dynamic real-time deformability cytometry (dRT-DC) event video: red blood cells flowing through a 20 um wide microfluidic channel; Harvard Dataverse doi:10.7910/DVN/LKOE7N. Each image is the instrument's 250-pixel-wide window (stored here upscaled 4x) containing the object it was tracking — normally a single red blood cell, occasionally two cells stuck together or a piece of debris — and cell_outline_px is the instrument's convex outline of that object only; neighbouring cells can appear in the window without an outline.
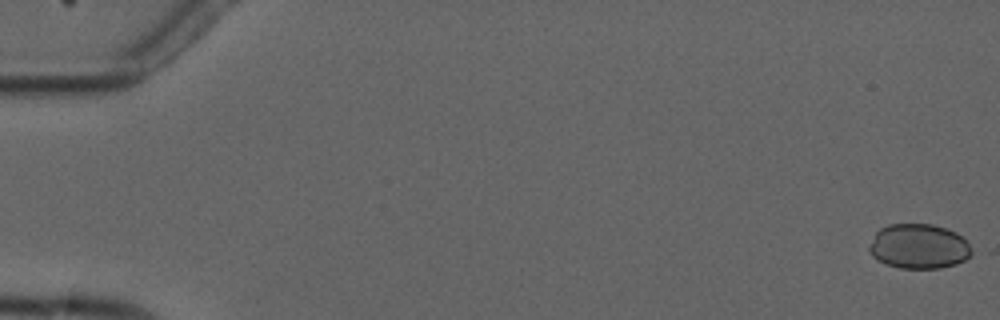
{"species": "common noctule bat (a hibernating species)", "species_latin": "Nyctalus noctula", "temperature_condition": "cold", "stored_images_in_passage": 5, "camera_frame_rate_fps": 3000, "um_per_image_px": 0.085, "animal": {"sex": "male", "forearm_length_mm": 52.5}, "frame": {"image": 1, "passage_image": 1, "time_ms": 0.0, "image_size_px": [1000, 320], "cell_outline_px": [[976, 252], [964, 260], [956, 264], [940, 268], [900, 268], [876, 260], [868, 252], [868, 248], [876, 232], [880, 228], [888, 224], [932, 224], [948, 228], [956, 232]], "centroid_in_image_um": [78.1, 20.94], "position_along_channel_um": 6.9, "area_um2": 26.93}}